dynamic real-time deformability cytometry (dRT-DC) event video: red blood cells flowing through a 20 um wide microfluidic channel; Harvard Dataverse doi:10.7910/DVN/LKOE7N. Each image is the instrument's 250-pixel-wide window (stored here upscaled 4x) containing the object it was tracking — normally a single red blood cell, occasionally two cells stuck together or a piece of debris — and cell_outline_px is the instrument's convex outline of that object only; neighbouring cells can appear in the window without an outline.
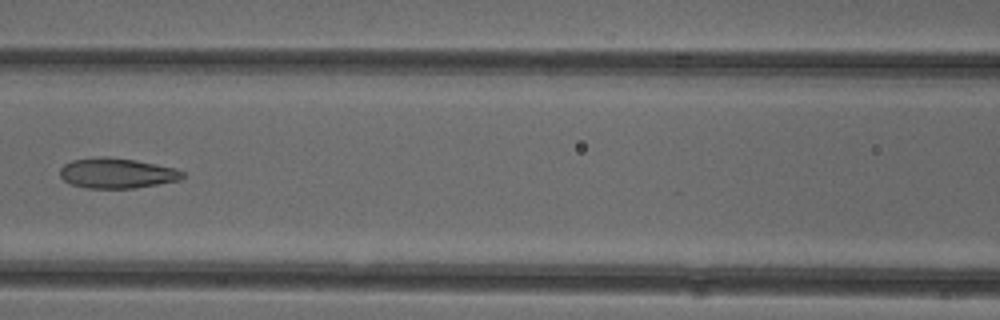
{"species": "common noctule bat (a hibernating species)", "species_latin": "Nyctalus noctula", "temperature_condition": "cold", "stored_images_in_passage": 4, "camera_frame_rate_fps": 3000, "um_per_image_px": 0.085, "animal": {"sex": "female"}, "frame": {"image": 1, "passage_image": 4, "time_ms": 1.0, "image_size_px": [1000, 320], "cell_outline_px": [[184, 176], [180, 180], [136, 188], [84, 188], [72, 184], [64, 180], [60, 176], [60, 168], [64, 164], [72, 160], [100, 156], [104, 156], [136, 160], [176, 168], [184, 172]], "centroid_in_image_um": [9.94, 14.72], "position_along_channel_um": 156.7, "area_um2": 21.68}}